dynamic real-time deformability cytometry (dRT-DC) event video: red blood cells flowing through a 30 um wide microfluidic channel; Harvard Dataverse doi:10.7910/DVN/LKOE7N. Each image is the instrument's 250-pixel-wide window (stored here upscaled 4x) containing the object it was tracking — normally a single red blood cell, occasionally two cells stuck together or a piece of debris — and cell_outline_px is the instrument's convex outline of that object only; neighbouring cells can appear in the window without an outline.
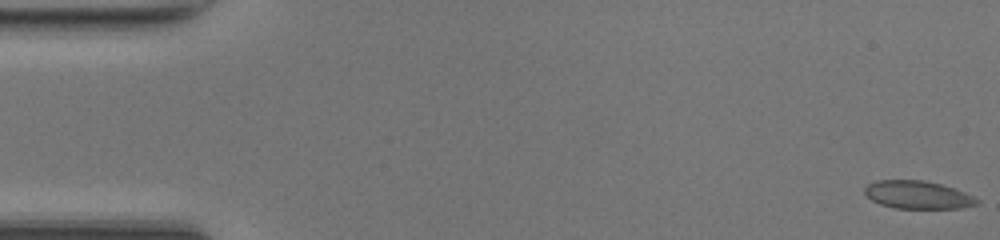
{"species": "common noctule bat (a hibernating species)", "species_latin": "Nyctalus noctula", "temperature_condition": "room temperature", "stored_images_in_passage": 49, "camera_frame_rate_fps": 3000, "um_per_image_px": 0.085, "animal": {"sex": "female", "body_mass_g": 17.0, "forearm_length_mm": 48.0}, "frame": {"image": 1, "passage_image": 1, "time_ms": 0.0, "image_size_px": [1000, 240], "cell_outline_px": [[980, 204], [960, 208], [896, 208], [880, 204], [872, 200], [864, 192], [864, 188], [868, 184], [876, 180], [924, 180], [940, 184], [964, 192], [980, 200]], "centroid_in_image_um": [78.01, 16.56], "position_along_channel_um": 7.0, "area_um2": 18.15}}
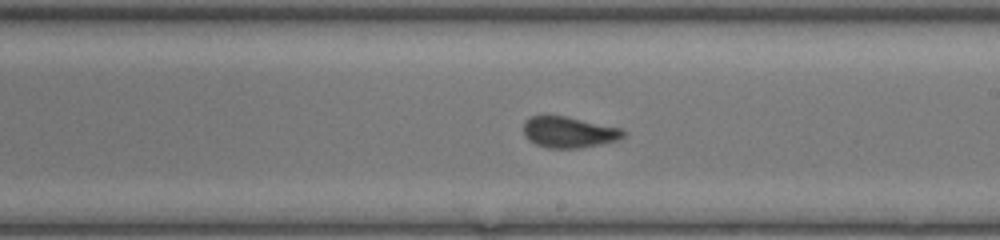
{"frame": {"image": 2, "passage_image": 28, "time_ms": 9.0, "image_size_px": [1000, 240], "cell_outline_px": [[624, 136], [616, 140], [600, 144], [580, 148], [548, 148], [536, 144], [528, 140], [524, 136], [524, 120], [532, 116], [564, 116], [620, 128], [624, 132]], "centroid_in_image_um": [48.3, 11.24], "position_along_channel_um": 240.7, "area_um2": 17.8}}
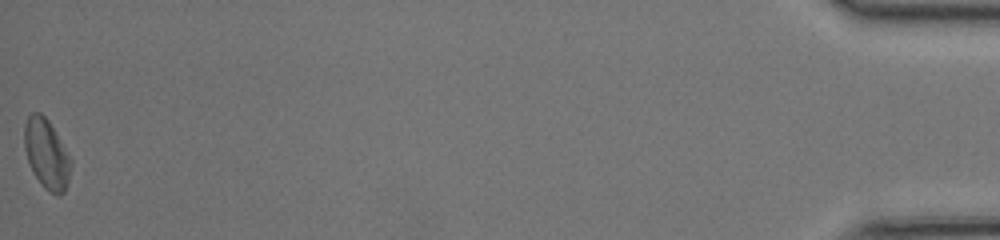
{"frame": {"image": 3, "passage_image": 49, "time_ms": 16.0, "image_size_px": [1000, 240], "cell_outline_px": [[72, 164], [68, 180], [64, 192], [60, 196], [56, 196], [48, 192], [40, 184], [32, 172], [28, 164], [24, 148], [24, 124], [28, 116], [32, 112], [40, 112], [48, 120], [72, 160]], "centroid_in_image_um": [3.94, 13.12], "position_along_channel_um": 431.3, "area_um2": 19.13}, "authors_computed_cell_mechanics": {"area_um2": 18.207, "velocity_mm_per_s": 4.2623, "shape_relaxation_time_tau1_ms": 8.5414, "shape_relaxation_time_tau2_ms": 0.6722, "deformation_change_tau1": 0.1854, "deformation_change_tau2": 0.0386}}